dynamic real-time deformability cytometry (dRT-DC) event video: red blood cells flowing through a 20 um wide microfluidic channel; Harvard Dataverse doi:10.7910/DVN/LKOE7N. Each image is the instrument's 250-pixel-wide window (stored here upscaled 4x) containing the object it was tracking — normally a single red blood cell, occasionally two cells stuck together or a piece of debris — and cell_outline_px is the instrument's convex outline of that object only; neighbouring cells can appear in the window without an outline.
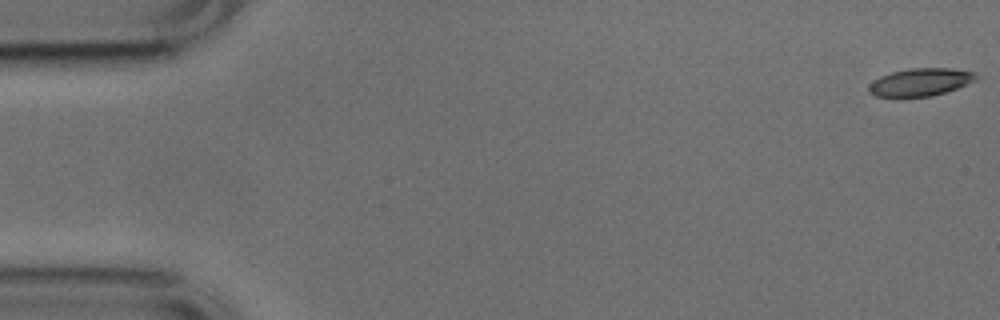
{"species": "common noctule bat (a hibernating species)", "species_latin": "Nyctalus noctula", "temperature_condition": "cold", "stored_images_in_passage": 53, "camera_frame_rate_fps": 3000, "um_per_image_px": 0.085, "animal": {"sex": "male", "body_mass_g": 17.9, "forearm_length_mm": 54.2}, "frame": {"image": 1, "passage_image": 1, "time_ms": 0.0, "image_size_px": [1000, 320], "cell_outline_px": [[980, 76], [976, 80], [968, 84], [932, 96], [900, 100], [896, 100], [876, 96], [868, 92], [868, 84], [872, 80], [880, 76], [892, 72], [908, 68], [952, 68], [976, 72]], "centroid_in_image_um": [78.17, 7.02], "position_along_channel_um": 6.8, "area_um2": 18.26}}
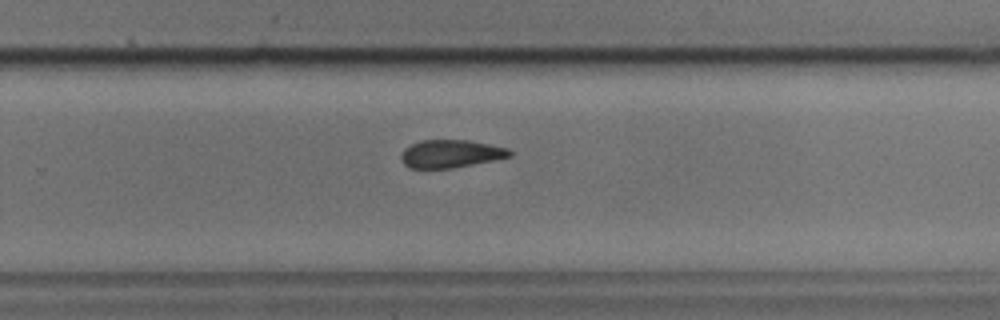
{"frame": {"image": 2, "passage_image": 34, "time_ms": 11.0, "image_size_px": [1000, 320], "cell_outline_px": [[512, 156], [496, 160], [452, 168], [408, 168], [404, 164], [400, 156], [404, 148], [420, 140], [468, 140], [508, 148], [512, 152]], "centroid_in_image_um": [38.31, 13.07], "position_along_channel_um": 291.5, "area_um2": 17.69}}
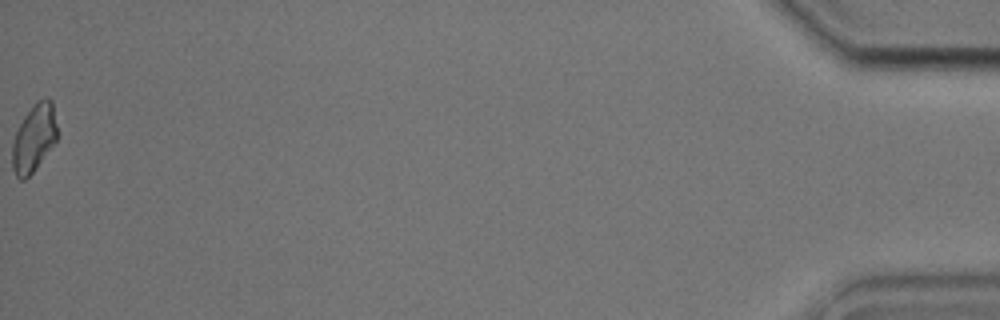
{"frame": {"image": 3, "passage_image": 53, "time_ms": 17.333, "image_size_px": [1000, 320], "cell_outline_px": [[56, 140], [32, 172], [24, 180], [20, 180], [16, 176], [12, 168], [12, 144], [16, 132], [24, 116], [36, 100], [44, 96], [48, 96], [52, 100], [56, 124]], "centroid_in_image_um": [2.87, 11.69], "position_along_channel_um": 432.3, "area_um2": 17.51}, "authors_computed_cell_mechanics": {"area_um2": 18.5538, "velocity_mm_per_s": 3.8084, "shape_relaxation_time_tau1_ms": null, "shape_relaxation_time_tau2_ms": 4.2121, "deformation_change_tau1": null, "deformation_change_tau2": 0.1226}}